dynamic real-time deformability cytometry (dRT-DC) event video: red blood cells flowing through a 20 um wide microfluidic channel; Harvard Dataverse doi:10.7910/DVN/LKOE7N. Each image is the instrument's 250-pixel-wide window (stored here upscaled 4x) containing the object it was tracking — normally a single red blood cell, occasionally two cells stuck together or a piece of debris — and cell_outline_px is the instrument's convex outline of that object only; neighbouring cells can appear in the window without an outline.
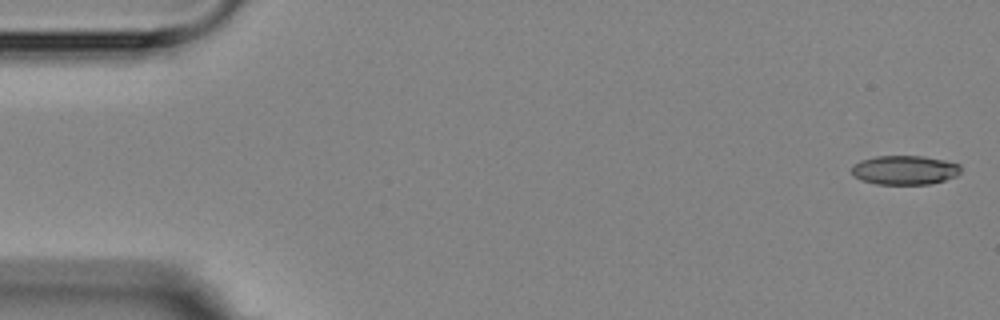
{"species": "Egyptian fruit bat (a non-hibernating species)", "species_latin": "Rousettus aegyptiacus", "temperature_condition": "room temperature", "stored_images_in_passage": 5, "camera_frame_rate_fps": 3000, "um_per_image_px": 0.085, "animal": {"sex": "female"}, "frame": {"image": 1, "passage_image": 1, "time_ms": 0.0, "image_size_px": [1000, 320], "cell_outline_px": [[960, 172], [956, 176], [932, 184], [876, 184], [860, 180], [852, 172], [852, 164], [860, 160], [876, 156], [924, 156], [944, 160], [960, 164]], "centroid_in_image_um": [76.89, 14.45], "position_along_channel_um": 8.1, "area_um2": 18.61}}
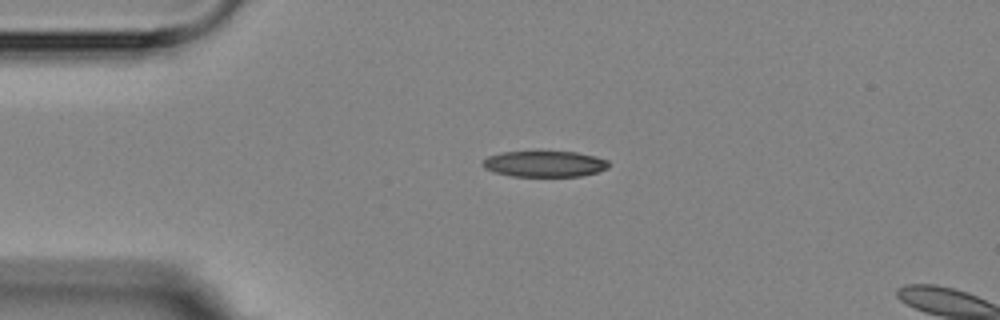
{"frame": {"image": 2, "passage_image": 4, "time_ms": 3.667, "image_size_px": [1000, 320], "cell_outline_px": [[608, 168], [596, 172], [580, 176], [512, 176], [492, 172], [484, 168], [480, 164], [488, 156], [500, 152], [576, 152], [596, 156], [608, 160]], "centroid_in_image_um": [46.25, 13.93], "position_along_channel_um": 38.7, "area_um2": 19.07}}